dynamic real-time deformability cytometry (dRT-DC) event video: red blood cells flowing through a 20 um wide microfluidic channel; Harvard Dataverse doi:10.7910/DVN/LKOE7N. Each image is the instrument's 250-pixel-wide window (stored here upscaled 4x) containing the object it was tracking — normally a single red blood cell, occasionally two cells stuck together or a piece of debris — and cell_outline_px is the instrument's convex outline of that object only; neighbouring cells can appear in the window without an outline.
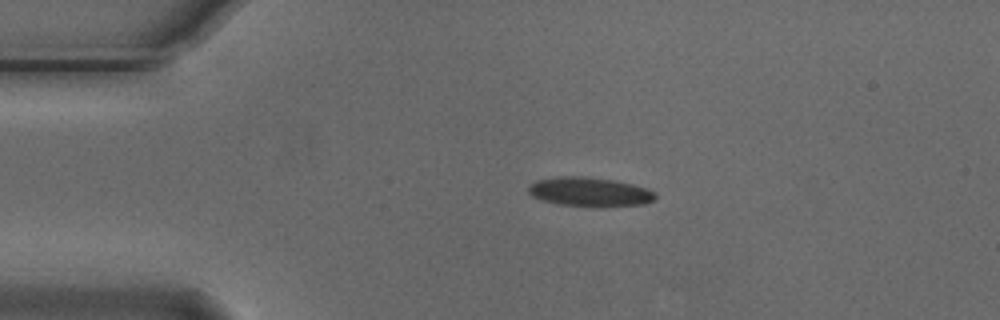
{"species": "Egyptian fruit bat (a non-hibernating species)", "species_latin": "Rousettus aegyptiacus", "temperature_condition": "cold", "stored_images_in_passage": 14, "camera_frame_rate_fps": 3000, "um_per_image_px": 0.085, "animal": {"sex": "male"}, "frame": {"image": 1, "passage_image": 1, "time_ms": 0.0, "image_size_px": [1000, 320], "cell_outline_px": [[656, 200], [644, 204], [600, 208], [560, 204], [544, 200], [532, 196], [528, 192], [528, 188], [536, 180], [560, 176], [580, 176], [612, 180], [632, 184], [656, 192]], "centroid_in_image_um": [50.16, 16.33], "position_along_channel_um": 34.8, "area_um2": 21.68}}